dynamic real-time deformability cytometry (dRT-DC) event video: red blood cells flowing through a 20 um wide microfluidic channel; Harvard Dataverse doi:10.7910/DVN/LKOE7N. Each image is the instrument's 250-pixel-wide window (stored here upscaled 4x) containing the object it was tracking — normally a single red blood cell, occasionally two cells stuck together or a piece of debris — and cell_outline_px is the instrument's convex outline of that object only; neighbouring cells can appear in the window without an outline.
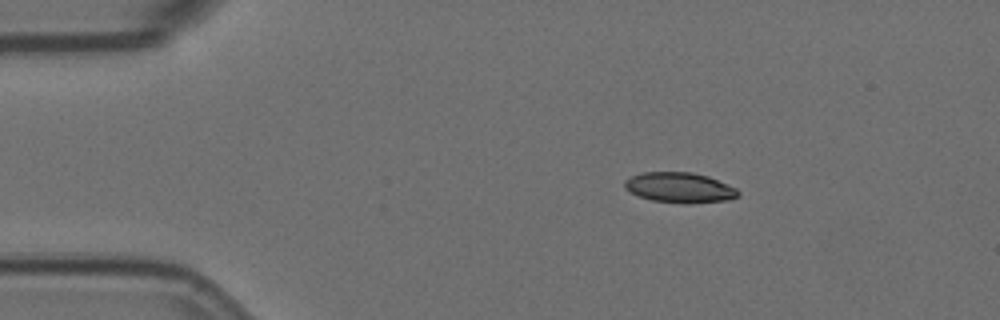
{"species": "Egyptian fruit bat (a non-hibernating species)", "species_latin": "Rousettus aegyptiacus", "temperature_condition": "room temperature", "stored_images_in_passage": 5, "camera_frame_rate_fps": 3000, "um_per_image_px": 0.085, "animal": {"sex": "female"}, "frame": {"image": 1, "passage_image": 2, "time_ms": 0.333, "image_size_px": [1000, 320], "cell_outline_px": [[740, 196], [728, 200], [688, 204], [652, 200], [640, 196], [624, 188], [624, 180], [632, 176], [644, 172], [692, 172], [708, 176], [736, 188], [740, 192]], "centroid_in_image_um": [57.8, 15.95], "position_along_channel_um": 27.2, "area_um2": 20.0}}